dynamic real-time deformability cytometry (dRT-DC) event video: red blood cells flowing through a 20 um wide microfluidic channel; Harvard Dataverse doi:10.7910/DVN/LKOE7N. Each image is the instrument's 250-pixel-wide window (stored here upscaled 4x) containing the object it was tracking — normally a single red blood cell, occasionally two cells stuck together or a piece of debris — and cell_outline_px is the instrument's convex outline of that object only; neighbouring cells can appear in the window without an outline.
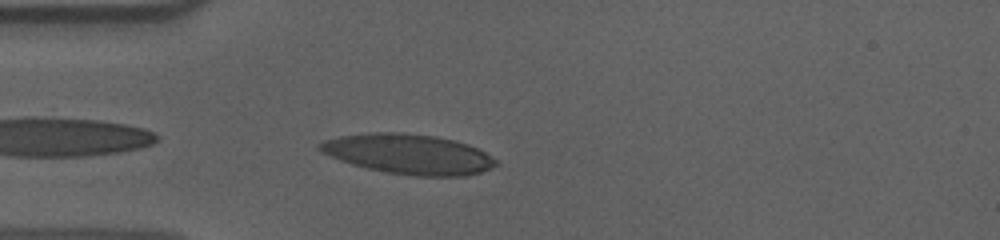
{"species": "human", "species_latin": "Homo sapiens", "temperature_condition": "cold", "stored_images_in_passage": 34, "camera_frame_rate_fps": 3000, "um_per_image_px": 0.085, "donor": {"sex": "male"}, "frame": {"image": 1, "passage_image": 2, "time_ms": 0.333, "image_size_px": [1000, 240], "cell_outline_px": [[500, 164], [492, 168], [480, 172], [464, 176], [416, 176], [388, 172], [364, 168], [340, 160], [320, 152], [316, 148], [316, 144], [324, 140], [340, 136], [376, 132], [400, 132], [436, 136], [468, 144], [484, 152], [496, 160]], "centroid_in_image_um": [34.7, 13.1], "position_along_channel_um": 50.3, "area_um2": 41.04}}
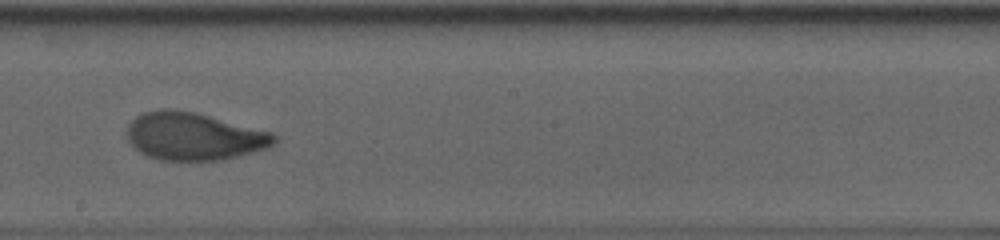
{"frame": {"image": 2, "passage_image": 18, "time_ms": 5.667, "image_size_px": [1000, 240], "cell_outline_px": [[276, 140], [268, 148], [220, 160], [160, 160], [148, 156], [140, 152], [128, 140], [128, 124], [136, 116], [144, 112], [160, 108], [172, 108], [196, 112], [272, 132], [276, 136]], "centroid_in_image_um": [16.46, 11.57], "position_along_channel_um": 231.7, "area_um2": 40.81}}
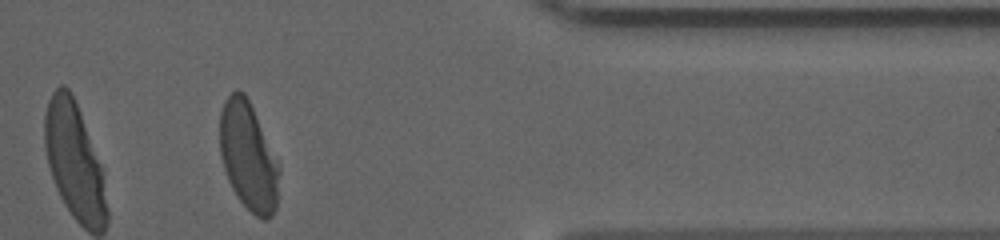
{"frame": {"image": 3, "passage_image": 33, "time_ms": 10.667, "image_size_px": [1000, 240], "cell_outline_px": [[280, 172], [276, 208], [272, 216], [268, 220], [264, 220], [256, 216], [240, 200], [232, 188], [228, 180], [220, 156], [220, 112], [224, 100], [236, 88], [244, 92], [256, 116], [280, 168]], "centroid_in_image_um": [21.1, 13.31], "position_along_channel_um": 390.3, "area_um2": 37.11}, "authors_computed_cell_mechanics": {"area_um2": 40.8357, "velocity_mm_per_s": 3.6149, "shape_relaxation_time_tau1_ms": 5.3757, "shape_relaxation_time_tau2_ms": 1.1158, "deformation_change_tau1": 0.2209, "deformation_change_tau2": 0.0661}}